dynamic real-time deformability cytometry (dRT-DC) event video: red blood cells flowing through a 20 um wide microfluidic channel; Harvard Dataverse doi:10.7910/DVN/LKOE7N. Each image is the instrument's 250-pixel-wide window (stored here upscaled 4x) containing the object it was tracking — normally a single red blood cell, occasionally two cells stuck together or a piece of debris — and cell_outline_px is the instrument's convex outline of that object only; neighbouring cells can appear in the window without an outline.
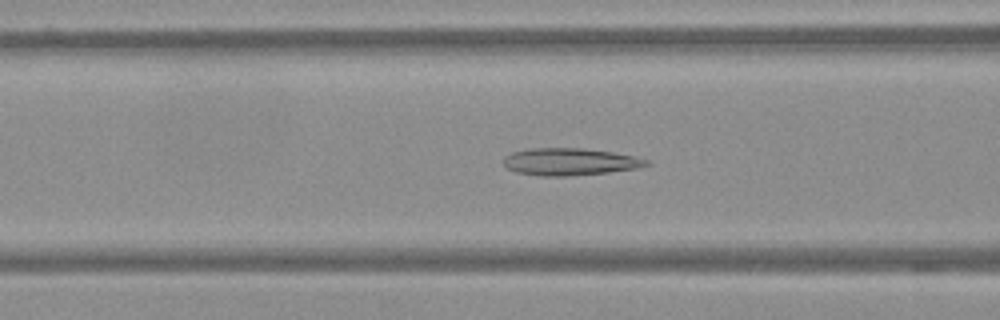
{"species": "Egyptian fruit bat (a non-hibernating species)", "species_latin": "Rousettus aegyptiacus", "temperature_condition": "warm", "stored_images_in_passage": 50, "camera_frame_rate_fps": 3000, "um_per_image_px": 0.085, "frame": {"image": 1, "passage_image": 15, "time_ms": 4.667, "image_size_px": [1000, 320], "cell_outline_px": [[652, 164], [636, 168], [608, 172], [568, 176], [540, 176], [516, 172], [508, 168], [504, 164], [504, 156], [512, 152], [528, 148], [584, 148], [612, 152], [632, 156], [648, 160]], "centroid_in_image_um": [48.41, 13.74], "position_along_channel_um": 118.2, "area_um2": 22.6}}
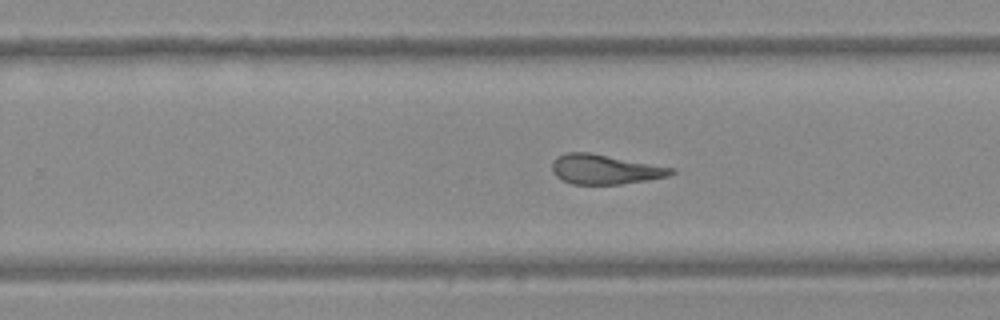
{"frame": {"image": 2, "passage_image": 29, "time_ms": 9.333, "image_size_px": [1000, 320], "cell_outline_px": [[676, 172], [668, 176], [648, 180], [620, 184], [572, 184], [556, 176], [552, 172], [552, 160], [556, 156], [568, 152], [588, 152], [676, 168]], "centroid_in_image_um": [51.42, 14.39], "position_along_channel_um": 278.4, "area_um2": 20.63}}
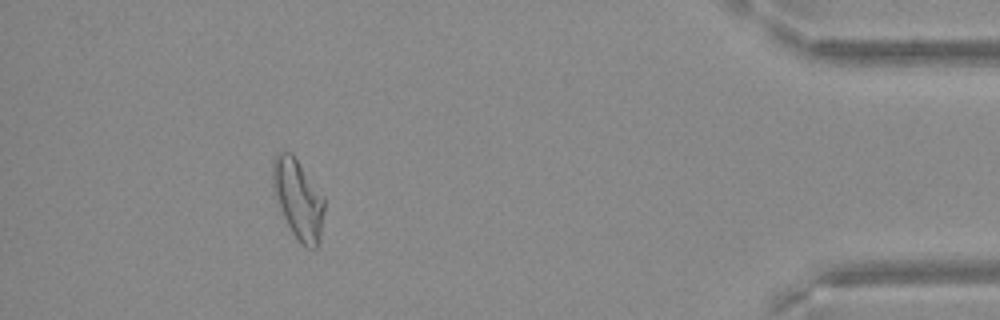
{"frame": {"image": 3, "passage_image": 45, "time_ms": 14.667, "image_size_px": [1000, 320], "cell_outline_px": [[324, 212], [320, 240], [316, 248], [308, 248], [300, 244], [292, 232], [276, 200], [272, 184], [272, 160], [276, 152], [292, 152], [324, 196]], "centroid_in_image_um": [25.34, 16.9], "position_along_channel_um": 409.9, "area_um2": 24.1}}